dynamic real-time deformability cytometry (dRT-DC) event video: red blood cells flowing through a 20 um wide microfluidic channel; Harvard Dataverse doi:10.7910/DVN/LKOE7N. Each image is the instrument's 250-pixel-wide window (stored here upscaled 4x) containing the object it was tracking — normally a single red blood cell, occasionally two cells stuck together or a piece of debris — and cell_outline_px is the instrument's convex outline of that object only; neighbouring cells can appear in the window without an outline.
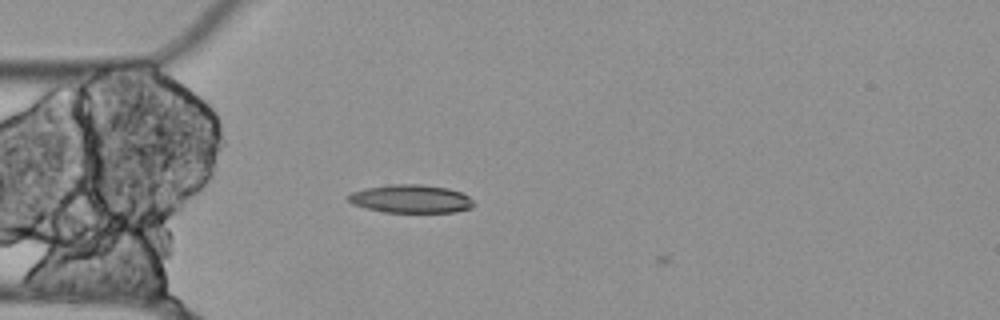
{"species": "Egyptian fruit bat (a non-hibernating species)", "species_latin": "Rousettus aegyptiacus", "temperature_condition": "cold", "stored_images_in_passage": 5, "camera_frame_rate_fps": 3000, "um_per_image_px": 0.085, "animal": {"sex": "female"}, "frame": {"image": 1, "passage_image": 3, "time_ms": 0.667, "image_size_px": [1000, 320], "cell_outline_px": [[476, 204], [472, 208], [456, 212], [384, 212], [364, 208], [352, 204], [348, 200], [348, 196], [352, 192], [364, 188], [392, 184], [420, 184], [448, 188], [460, 192], [468, 196]], "centroid_in_image_um": [34.93, 16.9], "position_along_channel_um": 50.1, "area_um2": 20.75}}